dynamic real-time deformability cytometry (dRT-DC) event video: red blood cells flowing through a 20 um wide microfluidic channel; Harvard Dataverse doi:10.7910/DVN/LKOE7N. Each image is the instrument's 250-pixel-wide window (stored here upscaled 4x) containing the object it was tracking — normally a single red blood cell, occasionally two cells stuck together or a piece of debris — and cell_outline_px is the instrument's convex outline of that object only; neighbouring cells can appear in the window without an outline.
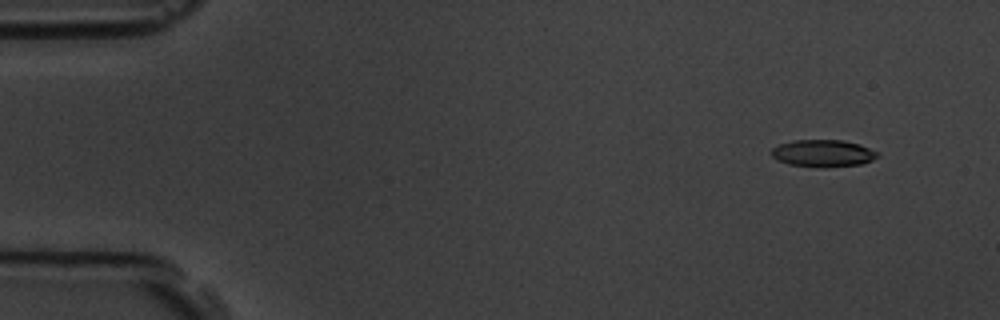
{"species": "common noctule bat (a hibernating species)", "species_latin": "Nyctalus noctula", "temperature_condition": "room temperature", "stored_images_in_passage": 6, "camera_frame_rate_fps": 3000, "um_per_image_px": 0.085, "animal": {"sex": "male", "body_mass_g": 19.5, "forearm_length_mm": 54.6}, "frame": {"image": 1, "passage_image": 2, "time_ms": 1.0, "image_size_px": [1000, 320], "cell_outline_px": [[880, 156], [864, 164], [824, 168], [820, 168], [788, 164], [772, 156], [768, 152], [772, 148], [780, 144], [792, 140], [844, 140], [860, 144], [876, 152]], "centroid_in_image_um": [69.95, 13.04], "position_along_channel_um": 15.0, "area_um2": 16.99}}
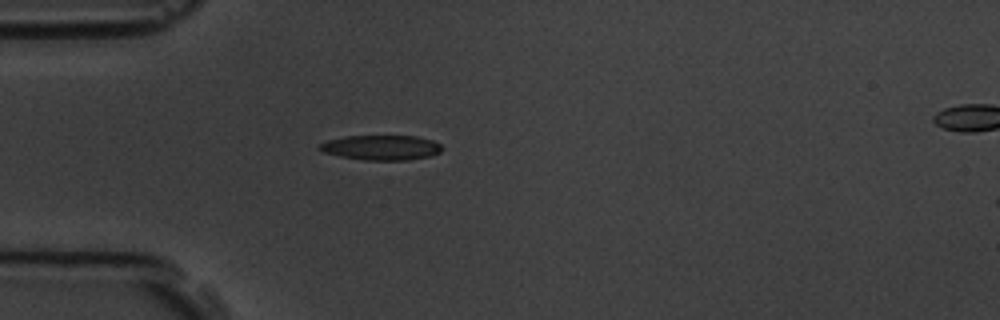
{"frame": {"image": 2, "passage_image": 5, "time_ms": 4.667, "image_size_px": [1000, 320], "cell_outline_px": [[444, 148], [440, 152], [432, 156], [408, 160], [364, 160], [340, 156], [324, 152], [316, 148], [320, 144], [328, 140], [344, 136], [416, 136], [432, 140], [440, 144]], "centroid_in_image_um": [32.43, 12.54], "position_along_channel_um": 52.6, "area_um2": 17.86}}